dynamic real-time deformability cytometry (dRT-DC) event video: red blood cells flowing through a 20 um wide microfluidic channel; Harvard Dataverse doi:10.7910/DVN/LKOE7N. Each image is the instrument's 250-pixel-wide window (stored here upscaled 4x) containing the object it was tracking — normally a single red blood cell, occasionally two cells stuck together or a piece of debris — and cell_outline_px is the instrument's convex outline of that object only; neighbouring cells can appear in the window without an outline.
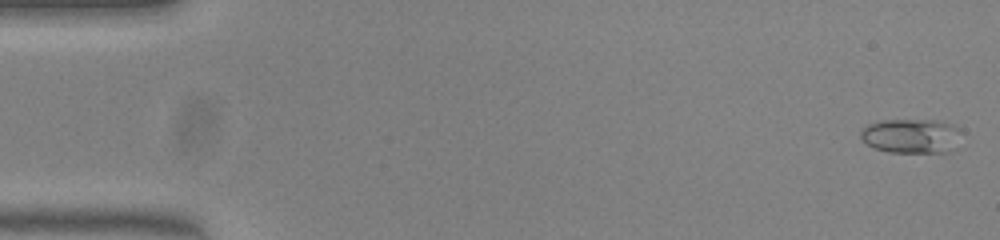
{"species": "common noctule bat (a hibernating species)", "species_latin": "Nyctalus noctula", "temperature_condition": "warm", "stored_images_in_passage": 52, "camera_frame_rate_fps": 3000, "um_per_image_px": 0.085, "animal": {"sex": "female", "body_mass_g": 23.0, "forearm_length_mm": 53.4}, "frame": {"image": 1, "passage_image": 2, "time_ms": 0.333, "image_size_px": [1000, 240], "cell_outline_px": [[960, 128], [956, 148], [952, 152], [888, 152], [876, 148], [868, 144], [860, 136], [860, 132], [868, 124], [880, 120], [936, 120], [952, 124]], "centroid_in_image_um": [77.49, 11.55], "position_along_channel_um": 7.5, "area_um2": 20.23}}
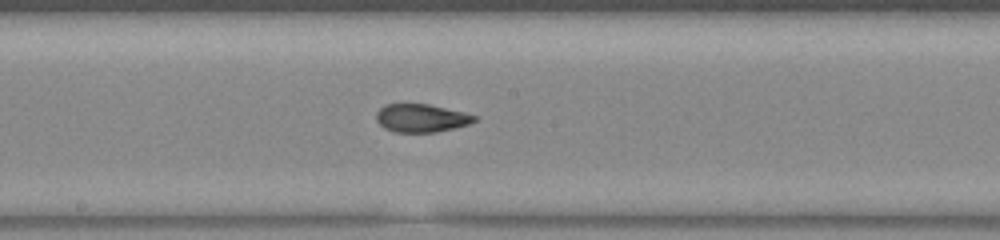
{"frame": {"image": 2, "passage_image": 28, "time_ms": 9.0, "image_size_px": [1000, 240], "cell_outline_px": [[480, 116], [476, 120], [468, 124], [436, 132], [392, 132], [384, 128], [376, 120], [376, 112], [384, 104], [428, 104], [464, 112]], "centroid_in_image_um": [35.8, 10.03], "position_along_channel_um": 212.4, "area_um2": 16.13}}
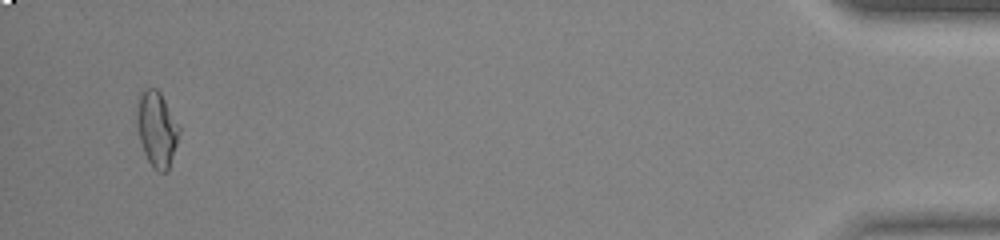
{"frame": {"image": 3, "passage_image": 50, "time_ms": 16.333, "image_size_px": [1000, 240], "cell_outline_px": [[180, 132], [168, 172], [160, 172], [152, 168], [144, 152], [140, 140], [136, 120], [136, 96], [144, 88], [156, 88], [160, 92], [180, 128]], "centroid_in_image_um": [13.3, 10.94], "position_along_channel_um": 421.9, "area_um2": 18.73}, "authors_computed_cell_mechanics": {"area_um2": 16.9643, "velocity_mm_per_s": 4.0048, "shape_relaxation_time_tau1_ms": null, "shape_relaxation_time_tau2_ms": 1.0748, "deformation_change_tau1": null, "deformation_change_tau2": 0.0655}}